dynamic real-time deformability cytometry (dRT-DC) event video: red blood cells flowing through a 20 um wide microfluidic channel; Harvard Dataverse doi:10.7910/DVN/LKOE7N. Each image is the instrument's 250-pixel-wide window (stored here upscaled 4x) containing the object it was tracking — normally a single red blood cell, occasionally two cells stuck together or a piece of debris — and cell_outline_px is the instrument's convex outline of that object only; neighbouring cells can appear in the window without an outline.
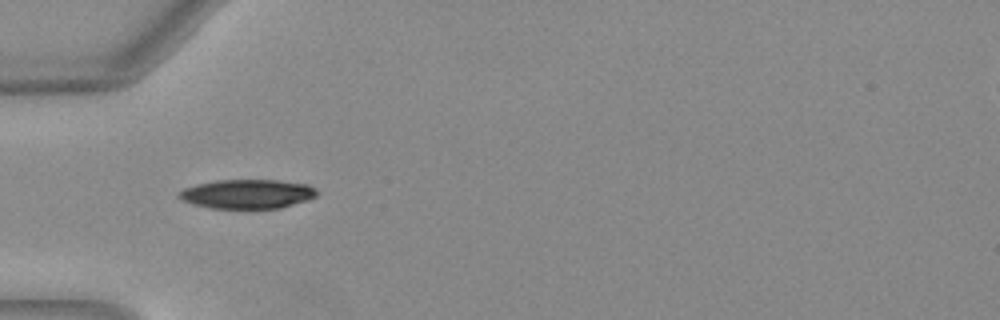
{"species": "Egyptian fruit bat (a non-hibernating species)", "species_latin": "Rousettus aegyptiacus", "temperature_condition": "warm", "stored_images_in_passage": 22, "camera_frame_rate_fps": 3000, "um_per_image_px": 0.085, "animal": {"sex": "female"}, "frame": {"image": 1, "passage_image": 1, "time_ms": 0.0, "image_size_px": [1000, 320], "cell_outline_px": [[320, 192], [316, 196], [308, 200], [280, 208], [212, 208], [196, 204], [184, 200], [176, 196], [184, 188], [196, 184], [216, 180], [280, 180], [308, 184], [316, 188]], "centroid_in_image_um": [21.09, 16.47], "position_along_channel_um": 63.9, "area_um2": 23.47}}
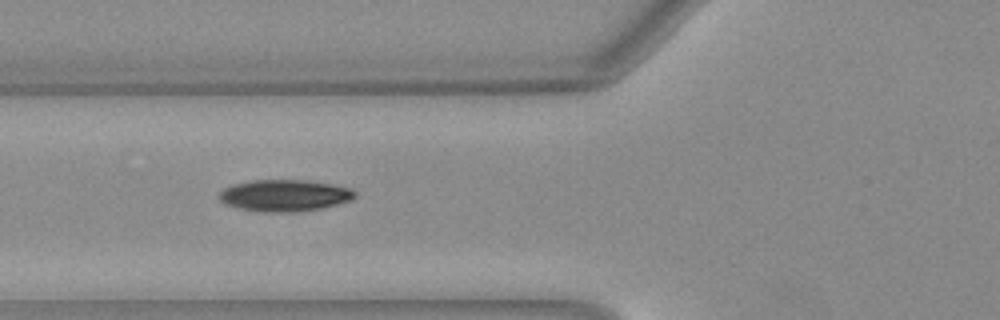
{"frame": {"image": 2, "passage_image": 4, "time_ms": 1.0, "image_size_px": [1000, 320], "cell_outline_px": [[356, 196], [352, 200], [320, 208], [288, 212], [272, 212], [240, 208], [224, 204], [216, 196], [224, 188], [232, 184], [248, 180], [308, 180], [332, 184], [352, 188], [356, 192]], "centroid_in_image_um": [24.17, 16.59], "position_along_channel_um": 101.6, "area_um2": 25.03}}